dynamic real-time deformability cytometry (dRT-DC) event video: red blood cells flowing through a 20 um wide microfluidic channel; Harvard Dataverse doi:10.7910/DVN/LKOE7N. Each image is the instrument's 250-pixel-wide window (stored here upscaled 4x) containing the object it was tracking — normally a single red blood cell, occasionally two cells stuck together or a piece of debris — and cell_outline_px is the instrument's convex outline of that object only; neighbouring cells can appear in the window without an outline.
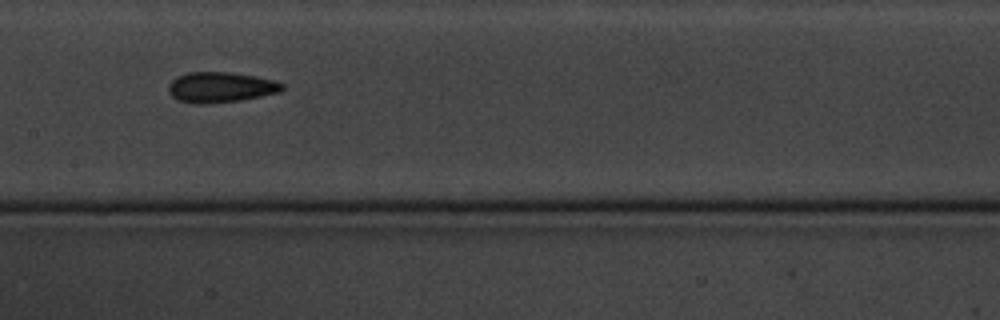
{"species": "common noctule bat (a hibernating species)", "species_latin": "Nyctalus noctula", "temperature_condition": "cold", "stored_images_in_passage": 12, "camera_frame_rate_fps": 3000, "um_per_image_px": 0.085, "animal": {"sex": "male", "body_mass_g": 20.1, "forearm_length_mm": 53.5}, "frame": {"image": 1, "passage_image": 9, "time_ms": 9.0, "image_size_px": [1000, 320], "cell_outline_px": [[284, 88], [280, 92], [240, 100], [204, 104], [200, 104], [176, 100], [168, 92], [168, 84], [176, 76], [188, 72], [232, 72], [256, 76], [276, 80], [284, 84]], "centroid_in_image_um": [18.74, 7.4], "position_along_channel_um": 188.7, "area_um2": 20.35}}
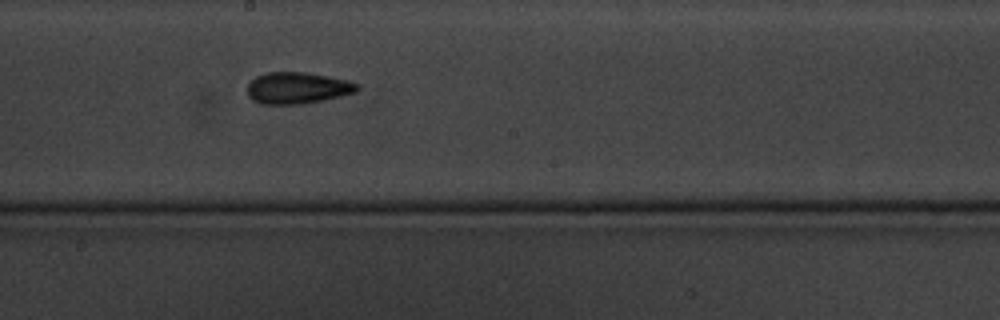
{"frame": {"image": 2, "passage_image": 10, "time_ms": 10.0, "image_size_px": [1000, 320], "cell_outline_px": [[360, 88], [356, 92], [324, 100], [300, 104], [260, 104], [252, 100], [248, 96], [248, 84], [256, 76], [268, 72], [304, 72], [328, 76], [348, 80], [360, 84]], "centroid_in_image_um": [25.29, 7.48], "position_along_channel_um": 222.9, "area_um2": 20.29}}
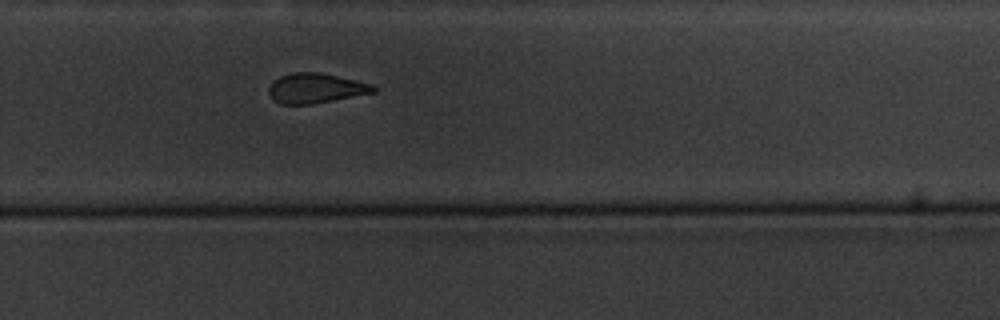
{"frame": {"image": 3, "passage_image": 12, "time_ms": 12.333, "image_size_px": [1000, 320], "cell_outline_px": [[376, 92], [312, 104], [280, 104], [272, 100], [268, 92], [268, 88], [272, 80], [280, 76], [292, 72], [320, 72], [372, 84], [376, 88]], "centroid_in_image_um": [26.78, 7.5], "position_along_channel_um": 303.0, "area_um2": 18.32}}